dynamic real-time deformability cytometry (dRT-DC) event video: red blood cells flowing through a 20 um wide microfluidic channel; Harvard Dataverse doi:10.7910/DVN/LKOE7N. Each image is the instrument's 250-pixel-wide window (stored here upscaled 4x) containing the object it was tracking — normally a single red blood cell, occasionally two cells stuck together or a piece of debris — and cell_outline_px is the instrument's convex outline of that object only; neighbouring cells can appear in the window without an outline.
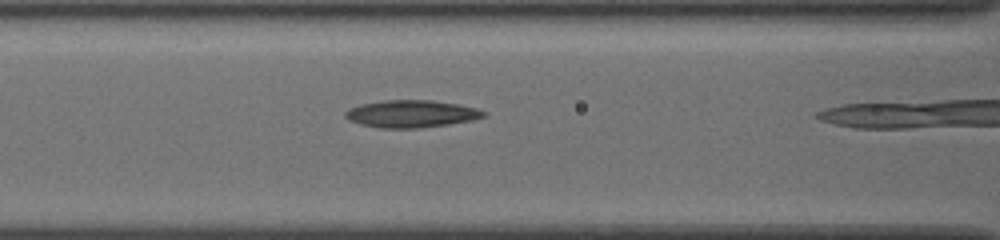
{"species": "common noctule bat (a hibernating species)", "species_latin": "Nyctalus noctula", "temperature_condition": "cold", "stored_images_in_passage": 4, "camera_frame_rate_fps": 3000, "um_per_image_px": 0.085, "animal": {"sex": "female", "body_mass_g": 19.5, "forearm_length_mm": 54.1}, "frame": {"image": 1, "passage_image": 3, "time_ms": 0.667, "image_size_px": [1000, 240], "cell_outline_px": [[488, 112], [484, 116], [472, 120], [448, 124], [420, 128], [380, 128], [360, 124], [348, 120], [344, 116], [344, 112], [348, 108], [360, 104], [384, 100], [432, 100], [460, 104], [476, 108]], "centroid_in_image_um": [34.94, 9.67], "position_along_channel_um": 131.7, "area_um2": 22.2}}